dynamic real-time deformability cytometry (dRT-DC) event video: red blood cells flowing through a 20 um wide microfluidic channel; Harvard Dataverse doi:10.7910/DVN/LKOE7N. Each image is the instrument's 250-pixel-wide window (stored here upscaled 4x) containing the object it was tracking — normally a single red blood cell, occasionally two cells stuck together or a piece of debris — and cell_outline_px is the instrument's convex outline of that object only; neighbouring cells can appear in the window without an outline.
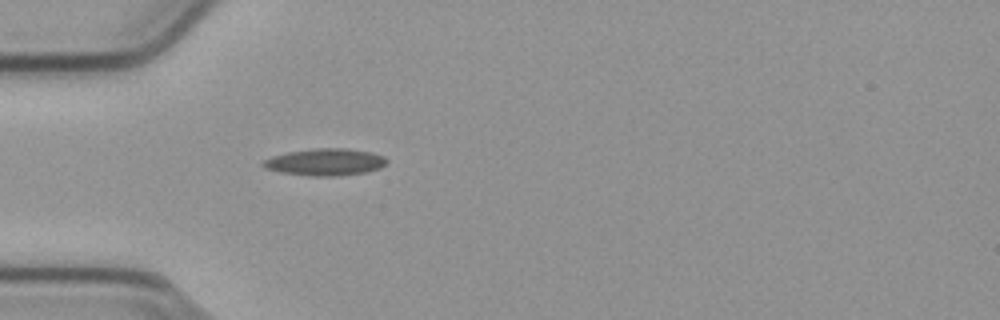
{"species": "common noctule bat (a hibernating species)", "species_latin": "Nyctalus noctula", "temperature_condition": "cold", "stored_images_in_passage": 11, "camera_frame_rate_fps": 3000, "um_per_image_px": 0.085, "animal": {"sex": "male", "body_mass_g": 23.1, "forearm_length_mm": 52.7}, "frame": {"image": 1, "passage_image": 1, "time_ms": 0.0, "image_size_px": [1000, 320], "cell_outline_px": [[388, 160], [380, 168], [364, 172], [332, 176], [312, 176], [280, 172], [264, 168], [260, 164], [264, 160], [272, 156], [288, 152], [316, 148], [344, 148], [372, 152], [384, 156]], "centroid_in_image_um": [27.62, 13.77], "position_along_channel_um": 57.4, "area_um2": 19.31}}
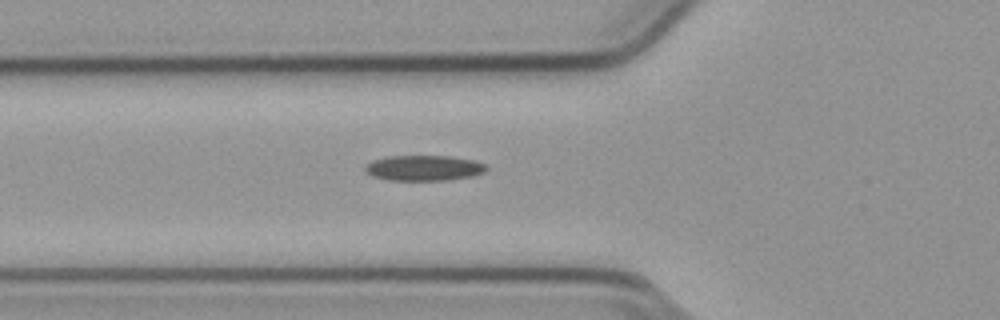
{"frame": {"image": 2, "passage_image": 4, "time_ms": 1.0, "image_size_px": [1000, 320], "cell_outline_px": [[488, 168], [484, 172], [472, 176], [448, 180], [388, 180], [372, 176], [364, 172], [364, 164], [372, 160], [388, 156], [452, 156], [476, 160], [484, 164]], "centroid_in_image_um": [36.0, 14.27], "position_along_channel_um": 89.8, "area_um2": 18.21}}
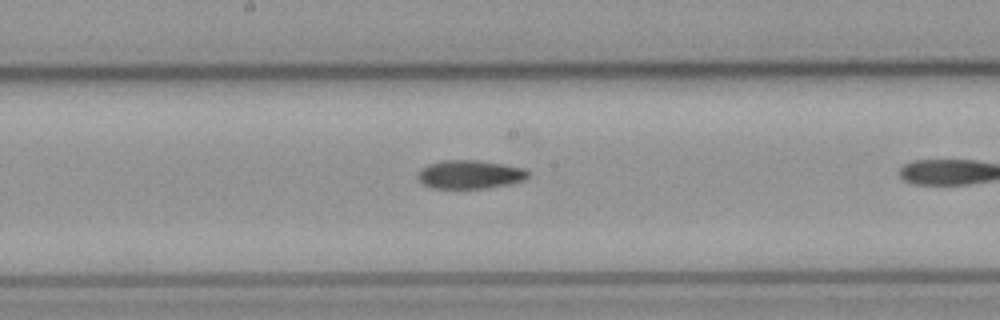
{"frame": {"image": 3, "passage_image": 10, "time_ms": 3.0, "image_size_px": [1000, 320], "cell_outline_px": [[528, 176], [524, 180], [512, 184], [488, 188], [432, 188], [424, 184], [416, 176], [420, 168], [428, 164], [444, 160], [476, 160], [504, 164], [524, 168], [528, 172]], "centroid_in_image_um": [39.94, 14.83], "position_along_channel_um": 208.3, "area_um2": 18.44}}